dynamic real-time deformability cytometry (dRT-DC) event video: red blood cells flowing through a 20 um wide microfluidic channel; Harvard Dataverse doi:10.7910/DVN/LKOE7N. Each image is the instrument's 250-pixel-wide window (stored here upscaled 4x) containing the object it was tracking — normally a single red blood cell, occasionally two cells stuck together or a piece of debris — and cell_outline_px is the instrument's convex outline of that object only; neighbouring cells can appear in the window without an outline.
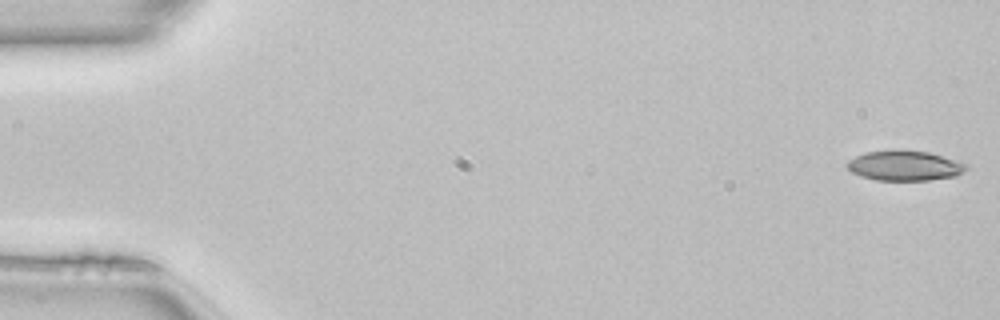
{"species": "common noctule bat (a hibernating species)", "species_latin": "Nyctalus noctula", "temperature_condition": "room temperature", "stored_images_in_passage": 46, "camera_frame_rate_fps": 3000, "um_per_image_px": 0.085, "animal": {"sex": "female", "body_mass_g": 22.7, "forearm_length_mm": 54.2}, "frame": {"image": 1, "passage_image": 1, "time_ms": 0.0, "image_size_px": [1000, 320], "cell_outline_px": [[968, 168], [956, 176], [928, 180], [876, 180], [860, 176], [852, 172], [844, 164], [848, 160], [864, 152], [892, 148], [904, 148], [928, 152], [960, 160], [968, 164]], "centroid_in_image_um": [76.89, 14.04], "position_along_channel_um": 8.1, "area_um2": 21.56}}
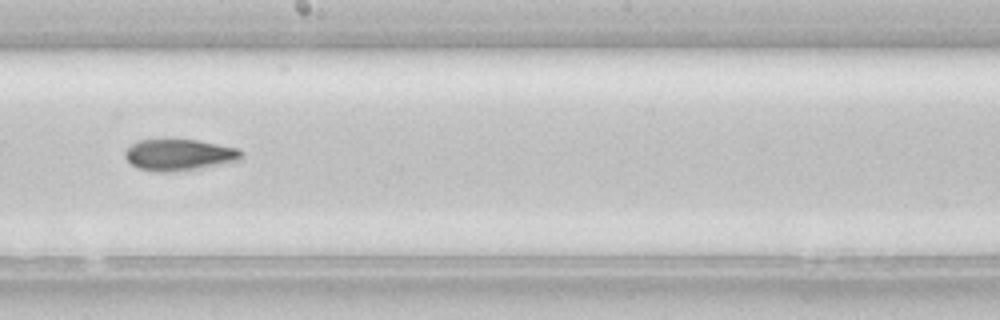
{"frame": {"image": 2, "passage_image": 28, "time_ms": 9.0, "image_size_px": [1000, 320], "cell_outline_px": [[244, 156], [240, 160], [172, 172], [160, 172], [136, 168], [124, 156], [124, 152], [132, 144], [140, 140], [196, 140], [236, 148], [244, 152]], "centroid_in_image_um": [15.21, 13.16], "position_along_channel_um": 233.0, "area_um2": 20.87}}
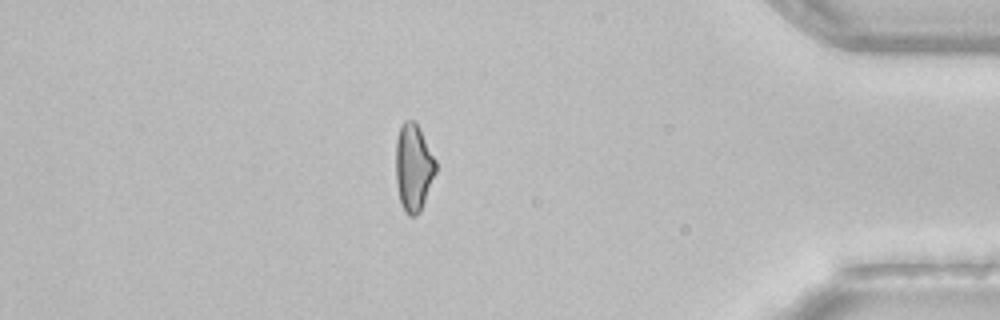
{"frame": {"image": 3, "passage_image": 43, "time_ms": 14.0, "image_size_px": [1000, 320], "cell_outline_px": [[436, 172], [420, 212], [416, 216], [408, 216], [404, 212], [400, 204], [396, 184], [396, 140], [400, 128], [404, 120], [412, 120], [420, 128], [436, 160]], "centroid_in_image_um": [35.14, 14.26], "position_along_channel_um": 400.1, "area_um2": 20.46}, "authors_computed_cell_mechanics": {"area_um2": 21.2126, "velocity_mm_per_s": 4.1231, "shape_relaxation_time_tau1_ms": null, "shape_relaxation_time_tau2_ms": 11.257, "deformation_change_tau1": null, "deformation_change_tau2": 0.2372}}